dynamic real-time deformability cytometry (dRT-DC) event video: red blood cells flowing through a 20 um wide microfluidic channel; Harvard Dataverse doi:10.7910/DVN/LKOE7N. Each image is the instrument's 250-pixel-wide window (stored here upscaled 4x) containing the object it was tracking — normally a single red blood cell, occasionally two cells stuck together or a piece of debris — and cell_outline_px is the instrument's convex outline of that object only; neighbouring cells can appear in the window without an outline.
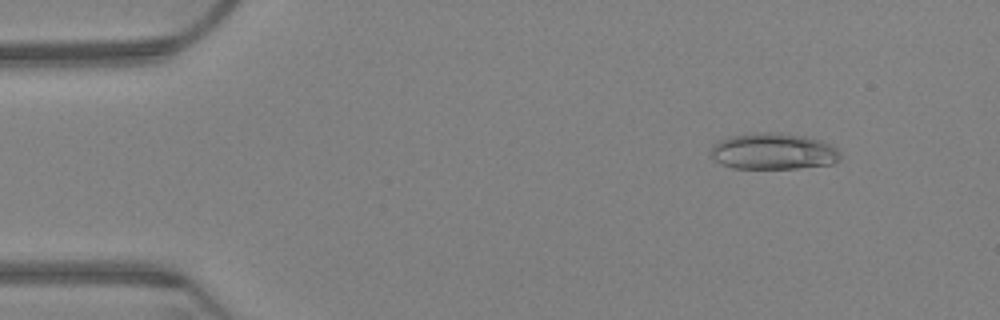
{"species": "Egyptian fruit bat (a non-hibernating species)", "species_latin": "Rousettus aegyptiacus", "temperature_condition": "warm", "stored_images_in_passage": 65, "camera_frame_rate_fps": 3000, "um_per_image_px": 0.085, "animal": {"sex": "female"}, "frame": {"image": 1, "passage_image": 8, "time_ms": 2.333, "image_size_px": [1000, 320], "cell_outline_px": [[840, 156], [832, 164], [796, 168], [732, 168], [720, 164], [712, 160], [708, 156], [712, 144], [720, 140], [732, 136], [752, 132], [780, 132], [804, 136], [820, 140], [836, 148], [840, 152]], "centroid_in_image_um": [65.65, 12.86], "position_along_channel_um": 19.4, "area_um2": 27.69}}
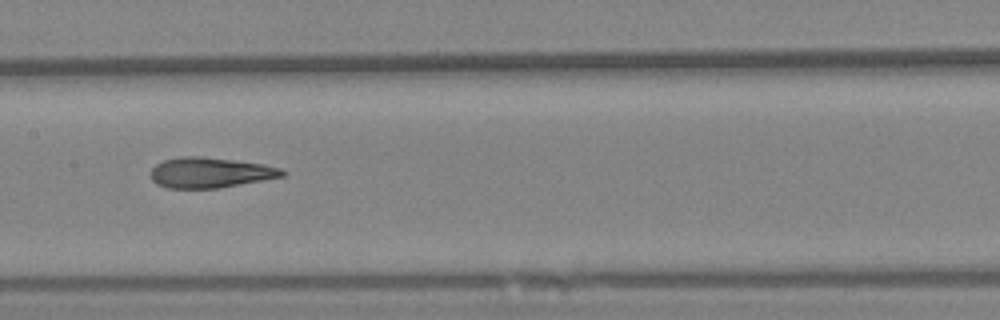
{"frame": {"image": 2, "passage_image": 33, "time_ms": 10.667, "image_size_px": [1000, 320], "cell_outline_px": [[288, 172], [284, 176], [216, 188], [168, 188], [156, 184], [152, 180], [152, 168], [156, 164], [164, 160], [180, 156], [200, 156], [264, 164], [280, 168]], "centroid_in_image_um": [17.85, 14.66], "position_along_channel_um": 189.5, "area_um2": 23.06}}
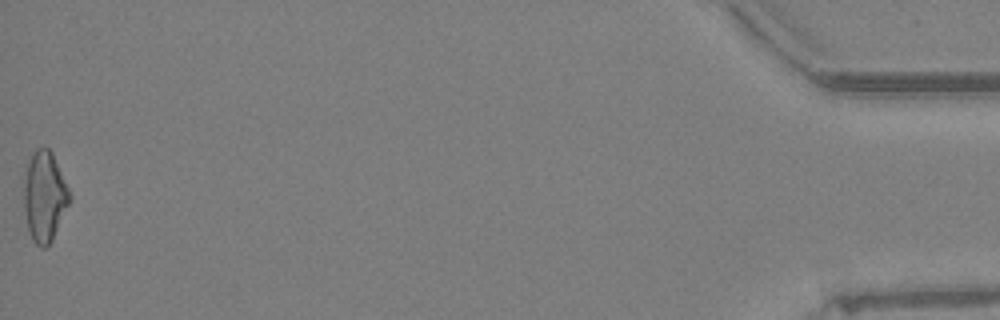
{"frame": {"image": 3, "passage_image": 65, "time_ms": 21.333, "image_size_px": [1000, 320], "cell_outline_px": [[72, 196], [52, 240], [44, 248], [40, 248], [32, 240], [28, 232], [24, 212], [24, 164], [32, 152], [36, 148], [48, 148], [52, 152]], "centroid_in_image_um": [3.74, 16.67], "position_along_channel_um": 431.5, "area_um2": 24.33}, "authors_computed_cell_mechanics": {"area_um2": 23.698, "velocity_mm_per_s": 3.1996, "shape_relaxation_time_tau1_ms": null, "shape_relaxation_time_tau2_ms": 3.1902, "deformation_change_tau1": null, "deformation_change_tau2": 0.1199}}